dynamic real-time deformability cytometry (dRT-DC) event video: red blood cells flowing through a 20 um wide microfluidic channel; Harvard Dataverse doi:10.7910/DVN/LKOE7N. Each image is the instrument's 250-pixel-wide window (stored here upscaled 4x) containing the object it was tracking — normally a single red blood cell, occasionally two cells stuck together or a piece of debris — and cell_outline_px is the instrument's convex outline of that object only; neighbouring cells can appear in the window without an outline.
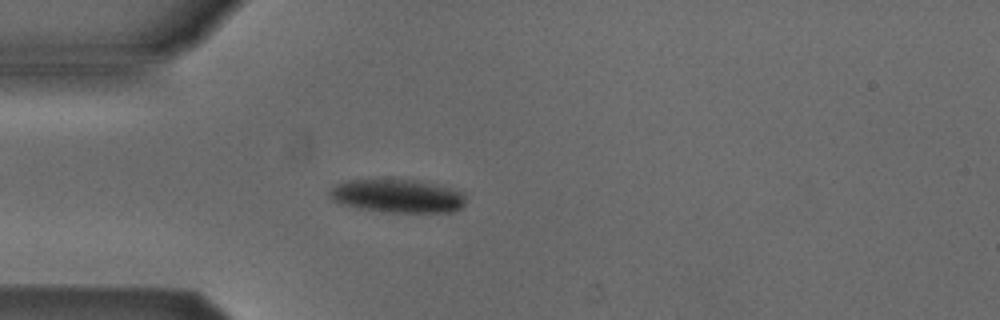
{"species": "Egyptian fruit bat (a non-hibernating species)", "species_latin": "Rousettus aegyptiacus", "temperature_condition": "cold", "stored_images_in_passage": 45, "camera_frame_rate_fps": 3000, "um_per_image_px": 0.085, "animal": {"sex": "male"}, "frame": {"image": 1, "passage_image": 7, "time_ms": 2.0, "image_size_px": [1000, 320], "cell_outline_px": [[464, 204], [460, 208], [452, 212], [388, 212], [356, 208], [340, 204], [332, 200], [328, 196], [328, 192], [336, 184], [348, 180], [412, 180], [448, 188], [460, 192], [464, 196]], "centroid_in_image_um": [33.7, 16.68], "position_along_channel_um": 51.3, "area_um2": 26.07}}
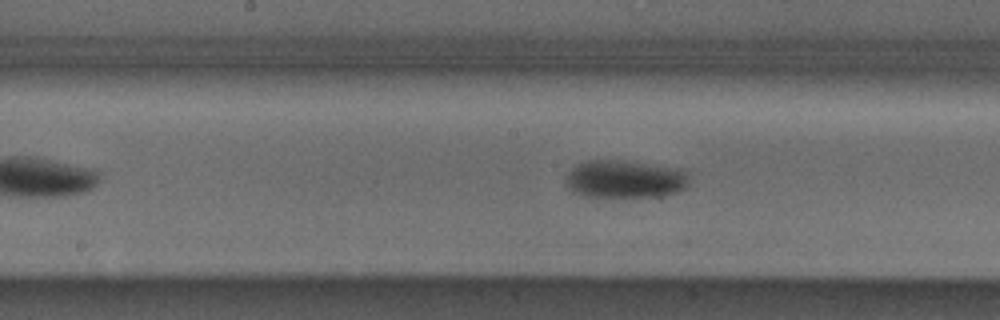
{"frame": {"image": 2, "passage_image": 19, "time_ms": 6.0, "image_size_px": [1000, 320], "cell_outline_px": [[688, 184], [680, 192], [652, 196], [584, 196], [572, 192], [564, 184], [568, 172], [572, 168], [588, 160], [608, 160], [680, 168], [684, 172]], "centroid_in_image_um": [53.05, 15.24], "position_along_channel_um": 195.1, "area_um2": 26.59}}
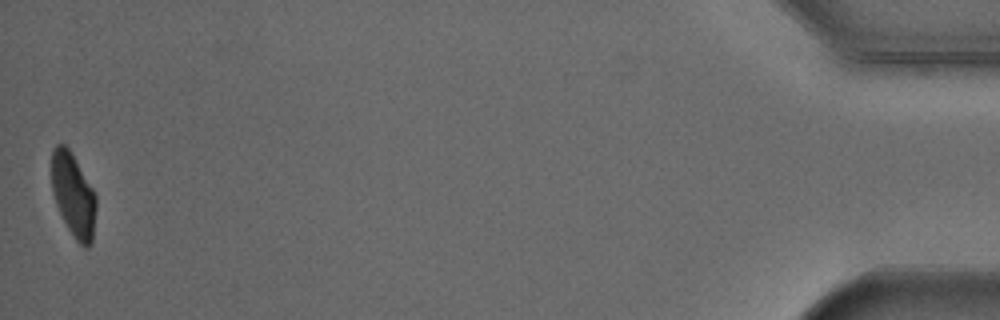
{"frame": {"image": 3, "passage_image": 45, "time_ms": 14.667, "image_size_px": [1000, 320], "cell_outline_px": [[96, 208], [92, 240], [88, 248], [84, 248], [76, 240], [68, 228], [56, 204], [52, 192], [52, 148], [56, 144], [64, 144], [68, 148], [92, 188], [96, 196]], "centroid_in_image_um": [6.23, 16.59], "position_along_channel_um": 429.0, "area_um2": 21.33}, "authors_computed_cell_mechanics": {"area_um2": 25.721, "velocity_mm_per_s": 3.8461, "shape_relaxation_time_tau1_ms": 4.1318, "shape_relaxation_time_tau2_ms": 5.8016, "deformation_change_tau1": 0.1259, "deformation_change_tau2": 0.0699}}